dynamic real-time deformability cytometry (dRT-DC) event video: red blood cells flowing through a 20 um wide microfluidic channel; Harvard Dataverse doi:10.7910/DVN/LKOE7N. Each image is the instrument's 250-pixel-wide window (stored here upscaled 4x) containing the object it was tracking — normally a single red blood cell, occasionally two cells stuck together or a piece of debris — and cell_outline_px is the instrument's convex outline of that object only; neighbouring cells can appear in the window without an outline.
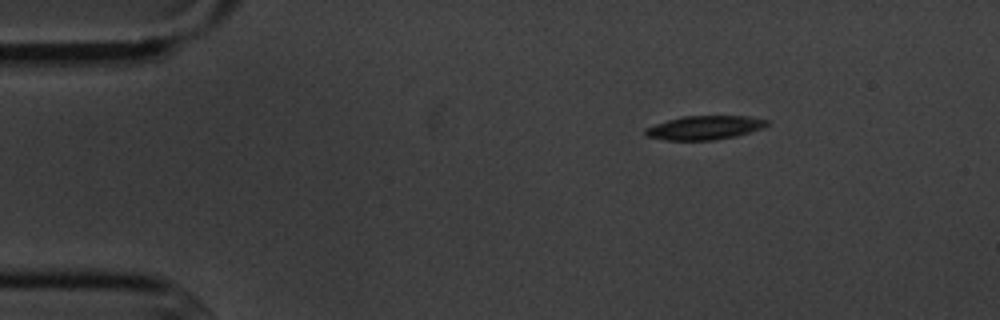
{"species": "common noctule bat (a hibernating species)", "species_latin": "Nyctalus noctula", "temperature_condition": "cold", "stored_images_in_passage": 4, "camera_frame_rate_fps": 3000, "um_per_image_px": 0.085, "animal": {"sex": "male", "body_mass_g": 20.1, "forearm_length_mm": 53.5}, "frame": {"image": 1, "passage_image": 1, "time_ms": 0.0, "image_size_px": [1000, 320], "cell_outline_px": [[768, 124], [764, 128], [736, 136], [712, 140], [664, 140], [648, 136], [644, 132], [644, 128], [668, 120], [684, 116], [748, 116], [768, 120]], "centroid_in_image_um": [59.91, 10.85], "position_along_channel_um": 25.1, "area_um2": 16.82}}
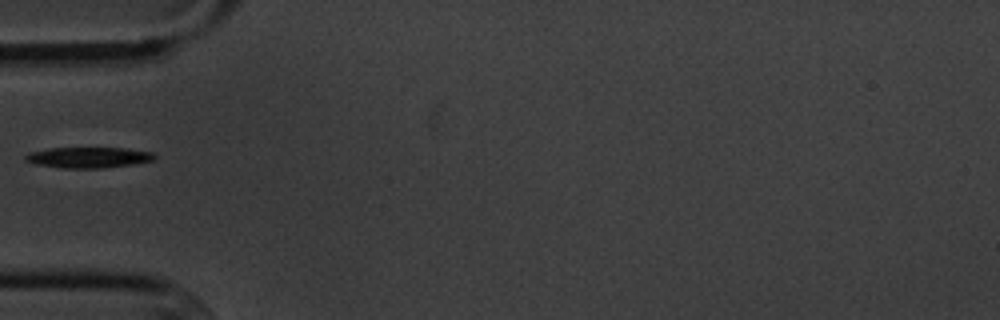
{"frame": {"image": 2, "passage_image": 4, "time_ms": 3.333, "image_size_px": [1000, 320], "cell_outline_px": [[156, 160], [132, 164], [104, 168], [64, 168], [36, 164], [24, 160], [24, 156], [32, 152], [48, 148], [124, 148], [152, 152], [156, 156]], "centroid_in_image_um": [7.54, 13.38], "position_along_channel_um": 77.5, "area_um2": 15.55}}